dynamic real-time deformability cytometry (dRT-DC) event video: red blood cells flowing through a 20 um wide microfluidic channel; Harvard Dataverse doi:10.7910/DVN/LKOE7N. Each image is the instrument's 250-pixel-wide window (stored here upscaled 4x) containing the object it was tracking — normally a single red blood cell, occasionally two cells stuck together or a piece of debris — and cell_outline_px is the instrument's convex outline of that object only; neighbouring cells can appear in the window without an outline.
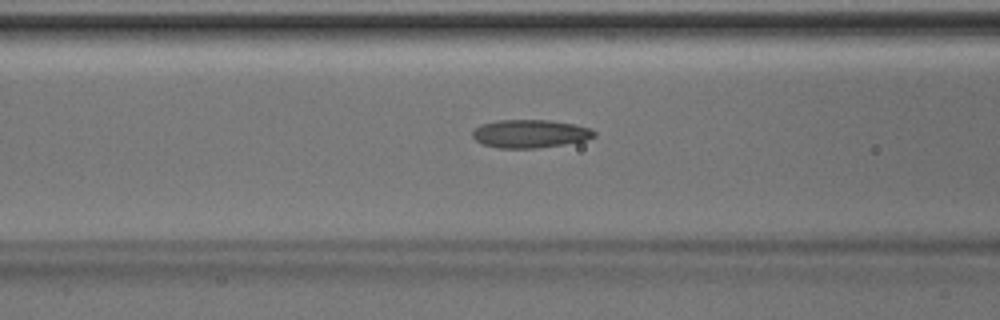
{"species": "Egyptian fruit bat (a non-hibernating species)", "species_latin": "Rousettus aegyptiacus", "temperature_condition": "room temperature", "stored_images_in_passage": 47, "camera_frame_rate_fps": 3000, "um_per_image_px": 0.085, "animal": {"sex": "male"}, "frame": {"image": 1, "passage_image": 19, "time_ms": 6.0, "image_size_px": [1000, 320], "cell_outline_px": [[596, 136], [584, 140], [564, 144], [536, 148], [500, 148], [480, 144], [472, 136], [472, 132], [480, 124], [496, 120], [548, 120], [576, 124], [592, 128], [596, 132]], "centroid_in_image_um": [45.05, 11.36], "position_along_channel_um": 121.5, "area_um2": 20.11}}
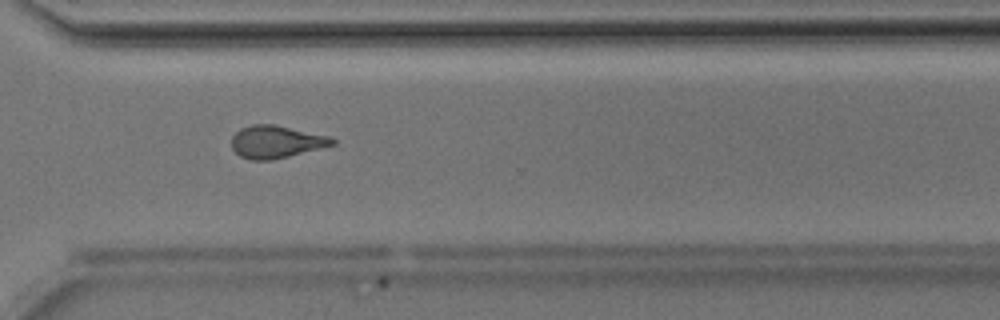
{"frame": {"image": 2, "passage_image": 35, "time_ms": 11.333, "image_size_px": [1000, 320], "cell_outline_px": [[336, 144], [272, 160], [252, 160], [240, 156], [232, 148], [232, 136], [240, 128], [252, 124], [272, 124], [332, 136], [336, 140]], "centroid_in_image_um": [23.48, 12.04], "position_along_channel_um": 347.1, "area_um2": 19.07}}
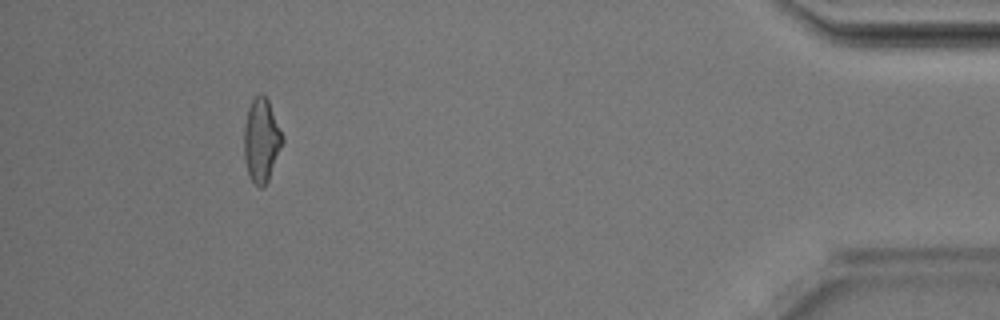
{"frame": {"image": 3, "passage_image": 44, "time_ms": 14.333, "image_size_px": [1000, 320], "cell_outline_px": [[284, 140], [268, 180], [264, 188], [260, 188], [252, 180], [248, 172], [244, 156], [244, 124], [248, 108], [252, 100], [260, 92], [268, 100], [284, 136]], "centroid_in_image_um": [22.22, 11.91], "position_along_channel_um": 413.0, "area_um2": 18.61}, "authors_computed_cell_mechanics": {"area_um2": 19.7098, "velocity_mm_per_s": 4.236, "shape_relaxation_time_tau1_ms": null, "shape_relaxation_time_tau2_ms": 2.7591, "deformation_change_tau1": null, "deformation_change_tau2": 0.1164}}